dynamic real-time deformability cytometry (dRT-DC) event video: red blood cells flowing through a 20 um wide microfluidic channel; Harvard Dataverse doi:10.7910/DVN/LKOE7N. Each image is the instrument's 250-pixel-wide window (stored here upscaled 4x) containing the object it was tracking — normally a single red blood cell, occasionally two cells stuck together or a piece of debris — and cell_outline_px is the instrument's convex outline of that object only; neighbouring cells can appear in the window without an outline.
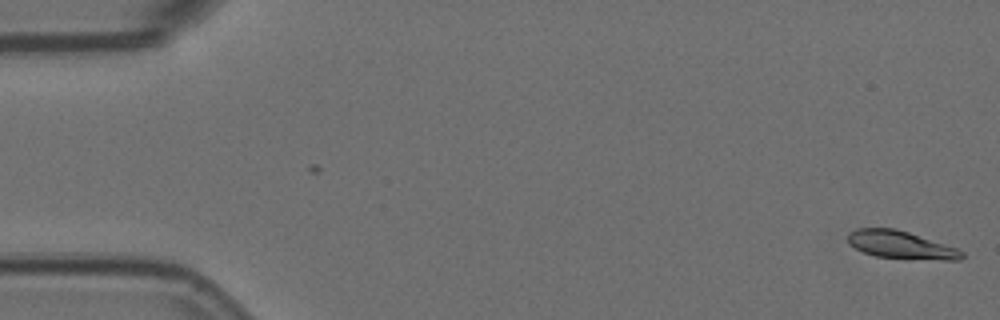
{"species": "Egyptian fruit bat (a non-hibernating species)", "species_latin": "Rousettus aegyptiacus", "temperature_condition": "room temperature", "stored_images_in_passage": 6, "camera_frame_rate_fps": 3000, "um_per_image_px": 0.085, "animal": {"sex": "female"}, "frame": {"image": 1, "passage_image": 6, "time_ms": 1.667, "image_size_px": [1000, 320], "cell_outline_px": [[964, 256], [960, 260], [944, 260], [876, 256], [864, 252], [848, 244], [848, 232], [856, 228], [896, 228], [956, 248], [964, 252]], "centroid_in_image_um": [76.55, 20.8], "position_along_channel_um": 8.5, "area_um2": 18.15}}